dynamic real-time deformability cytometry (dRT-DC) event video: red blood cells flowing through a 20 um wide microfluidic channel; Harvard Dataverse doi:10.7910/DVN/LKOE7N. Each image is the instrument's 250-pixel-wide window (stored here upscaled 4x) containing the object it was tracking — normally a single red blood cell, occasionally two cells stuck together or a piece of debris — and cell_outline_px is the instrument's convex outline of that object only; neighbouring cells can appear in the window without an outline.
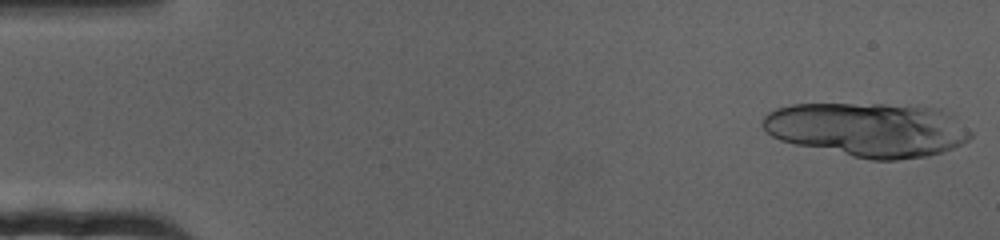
{"species": "human", "species_latin": "Homo sapiens", "temperature_condition": "cold", "stored_images_in_passage": 19, "camera_frame_rate_fps": 3000, "um_per_image_px": 0.085, "donor": {"sex": "female"}, "frame": {"image": 1, "passage_image": 1, "time_ms": 0.0, "image_size_px": [1000, 240], "cell_outline_px": [[972, 136], [968, 140], [944, 152], [928, 156], [896, 160], [872, 160], [792, 144], [780, 140], [772, 136], [764, 128], [764, 116], [768, 112], [776, 108], [792, 104], [920, 104], [940, 108], [948, 112], [972, 132]], "centroid_in_image_um": [73.81, 11.0], "position_along_channel_um": 11.2, "area_um2": 66.24}}
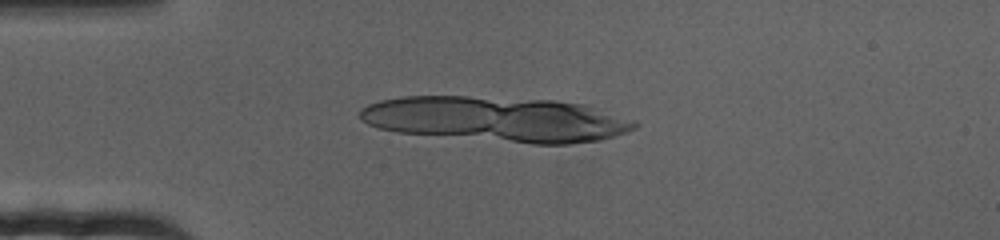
{"frame": {"image": 2, "passage_image": 16, "time_ms": 5.0, "image_size_px": [1000, 240], "cell_outline_px": [[640, 124], [636, 128], [628, 132], [600, 140], [572, 144], [532, 144], [396, 132], [380, 128], [368, 124], [360, 120], [360, 108], [368, 104], [380, 100], [404, 96], [464, 96], [556, 100], [584, 104], [636, 120]], "centroid_in_image_um": [42.23, 10.13], "position_along_channel_um": 42.8, "area_um2": 72.65}}